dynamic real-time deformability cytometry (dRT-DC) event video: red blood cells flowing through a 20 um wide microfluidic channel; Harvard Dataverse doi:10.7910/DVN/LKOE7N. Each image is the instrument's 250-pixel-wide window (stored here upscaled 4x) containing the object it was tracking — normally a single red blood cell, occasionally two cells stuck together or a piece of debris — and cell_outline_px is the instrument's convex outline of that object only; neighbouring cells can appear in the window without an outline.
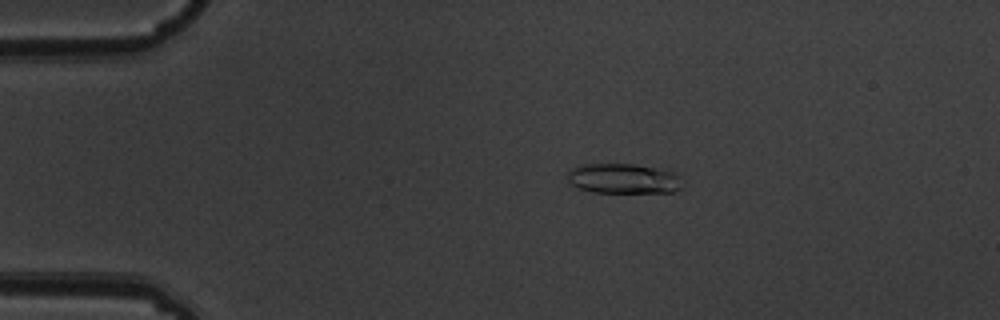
{"species": "common noctule bat (a hibernating species)", "species_latin": "Nyctalus noctula", "temperature_condition": "warm", "stored_images_in_passage": 7, "camera_frame_rate_fps": 3000, "um_per_image_px": 0.085, "animal": {"sex": "male", "body_mass_g": 19.5, "forearm_length_mm": 54.6}, "frame": {"image": 1, "passage_image": 2, "time_ms": 0.333, "image_size_px": [1000, 320], "cell_outline_px": [[680, 188], [672, 192], [592, 192], [568, 184], [568, 172], [572, 168], [580, 164], [636, 164], [672, 172], [680, 176]], "centroid_in_image_um": [52.93, 15.18], "position_along_channel_um": 32.1, "area_um2": 19.94}}
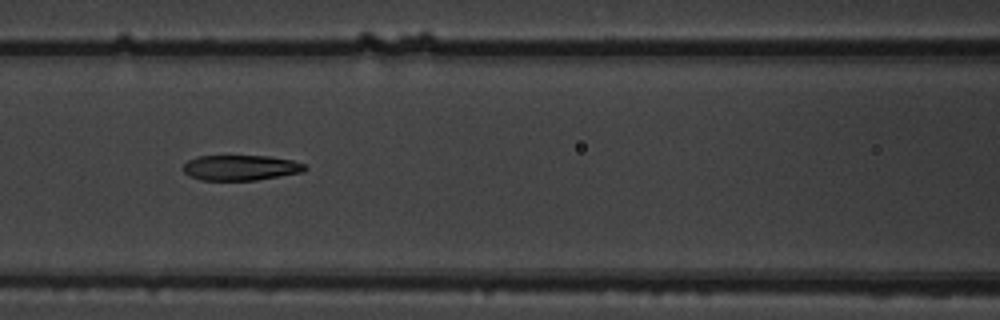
{"frame": {"image": 2, "passage_image": 6, "time_ms": 1.667, "image_size_px": [1000, 320], "cell_outline_px": [[308, 168], [304, 172], [256, 180], [200, 180], [188, 176], [184, 172], [184, 164], [188, 160], [196, 156], [268, 156], [292, 160], [304, 164]], "centroid_in_image_um": [20.45, 14.26], "position_along_channel_um": 146.1, "area_um2": 18.03}}
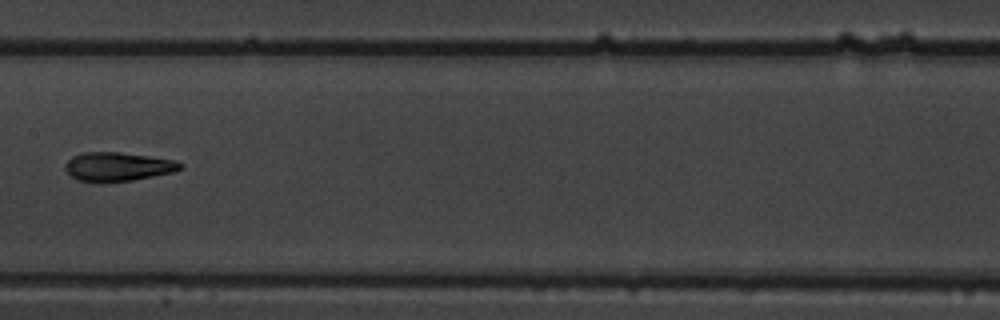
{"frame": {"image": 3, "passage_image": 7, "time_ms": 2.0, "image_size_px": [1000, 320], "cell_outline_px": [[184, 164], [180, 168], [172, 172], [132, 180], [104, 184], [100, 184], [80, 180], [72, 176], [64, 168], [64, 164], [72, 156], [80, 152], [120, 152], [176, 160]], "centroid_in_image_um": [9.97, 14.17], "position_along_channel_um": 197.4, "area_um2": 19.59}}